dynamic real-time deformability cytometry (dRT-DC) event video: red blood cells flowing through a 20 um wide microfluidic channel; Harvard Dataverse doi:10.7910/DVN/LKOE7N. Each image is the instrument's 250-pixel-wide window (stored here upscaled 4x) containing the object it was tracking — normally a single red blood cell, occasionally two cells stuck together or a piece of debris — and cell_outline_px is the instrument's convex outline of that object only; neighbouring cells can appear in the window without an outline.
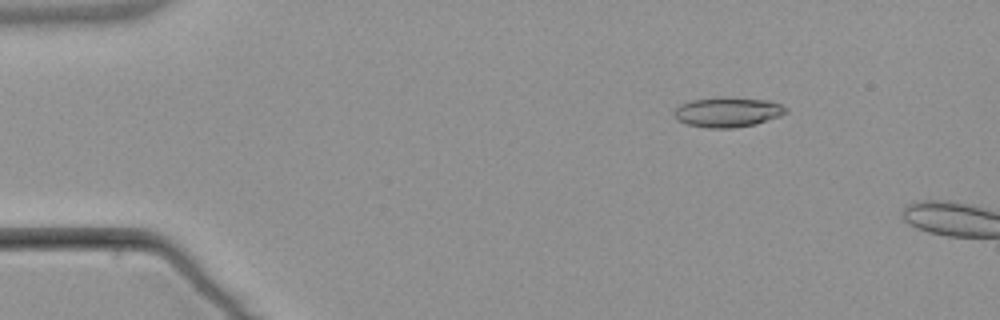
{"species": "common noctule bat (a hibernating species)", "species_latin": "Nyctalus noctula", "temperature_condition": "warm", "stored_images_in_passage": 2, "segment_of_instrument_passage": [2, 2], "camera_frame_rate_fps": 3000, "um_per_image_px": 0.085, "animal": {"sex": "male", "body_mass_g": 21.5, "forearm_length_mm": 52.0}, "frame": {"image": 1, "passage_image": 2, "time_ms": 4.333, "image_size_px": [1000, 320], "cell_outline_px": [[788, 112], [780, 116], [756, 124], [732, 128], [708, 128], [688, 124], [676, 120], [672, 112], [680, 104], [692, 100], [768, 100], [780, 104], [788, 108]], "centroid_in_image_um": [61.85, 9.59], "position_along_channel_um": 23.2, "area_um2": 18.61}}